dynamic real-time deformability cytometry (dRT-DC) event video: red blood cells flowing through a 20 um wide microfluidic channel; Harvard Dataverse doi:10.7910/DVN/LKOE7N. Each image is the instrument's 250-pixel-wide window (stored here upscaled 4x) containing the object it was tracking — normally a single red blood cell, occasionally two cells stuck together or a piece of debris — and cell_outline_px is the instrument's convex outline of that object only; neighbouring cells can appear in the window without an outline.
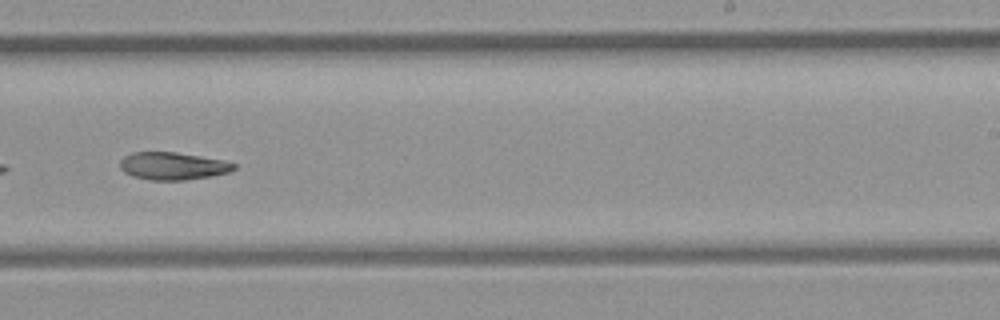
{"species": "common noctule bat (a hibernating species)", "species_latin": "Nyctalus noctula", "temperature_condition": "room temperature", "stored_images_in_passage": 43, "camera_frame_rate_fps": 3000, "um_per_image_px": 0.085, "animal": {"sex": "female", "body_mass_g": 21.9}, "frame": {"image": 1, "passage_image": 25, "time_ms": 8.0, "image_size_px": [1000, 320], "cell_outline_px": [[236, 168], [228, 172], [212, 176], [184, 180], [152, 180], [132, 176], [124, 172], [120, 168], [120, 160], [124, 156], [132, 152], [176, 152], [224, 160], [236, 164]], "centroid_in_image_um": [14.68, 14.11], "position_along_channel_um": 274.3, "area_um2": 18.32}}